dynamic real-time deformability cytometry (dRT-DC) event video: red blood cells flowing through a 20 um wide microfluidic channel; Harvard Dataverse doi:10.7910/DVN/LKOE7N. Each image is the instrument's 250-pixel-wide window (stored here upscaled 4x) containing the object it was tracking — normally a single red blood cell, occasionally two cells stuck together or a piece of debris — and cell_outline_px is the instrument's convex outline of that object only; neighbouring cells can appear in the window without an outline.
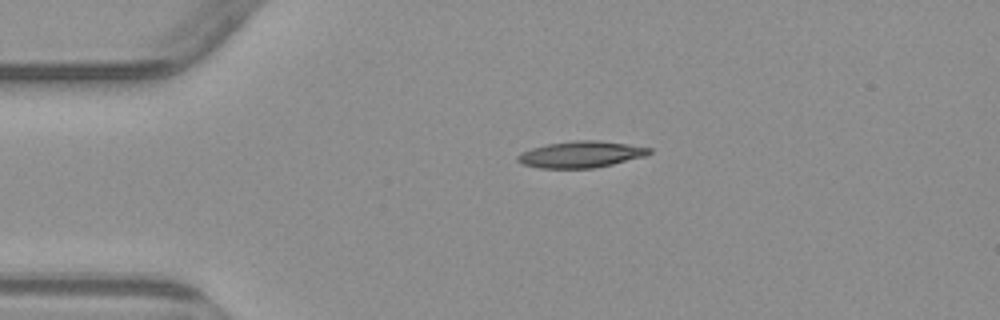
{"species": "common noctule bat (a hibernating species)", "species_latin": "Nyctalus noctula", "temperature_condition": "warm", "stored_images_in_passage": 3, "camera_frame_rate_fps": 3000, "um_per_image_px": 0.085, "animal": {"sex": "male", "body_mass_g": 23.1, "forearm_length_mm": 52.7}, "frame": {"image": 1, "passage_image": 1, "time_ms": 0.0, "image_size_px": [1000, 320], "cell_outline_px": [[652, 152], [644, 156], [612, 164], [592, 168], [540, 168], [524, 164], [516, 160], [516, 156], [532, 148], [548, 144], [576, 140], [596, 140], [628, 144], [652, 148]], "centroid_in_image_um": [49.39, 13.12], "position_along_channel_um": 35.6, "area_um2": 20.0}}
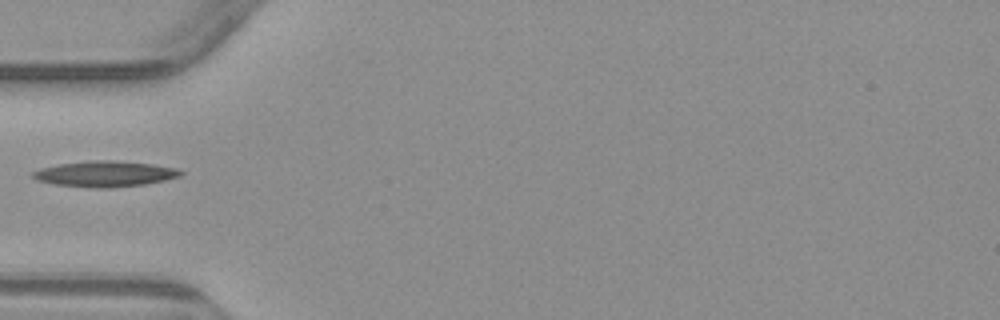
{"frame": {"image": 2, "passage_image": 2, "time_ms": 2.0, "image_size_px": [1000, 320], "cell_outline_px": [[184, 172], [180, 176], [164, 180], [144, 184], [108, 188], [96, 188], [56, 184], [36, 180], [32, 176], [32, 172], [40, 168], [60, 164], [88, 160], [112, 160], [152, 164], [176, 168]], "centroid_in_image_um": [8.91, 14.77], "position_along_channel_um": 76.1, "area_um2": 22.02}}
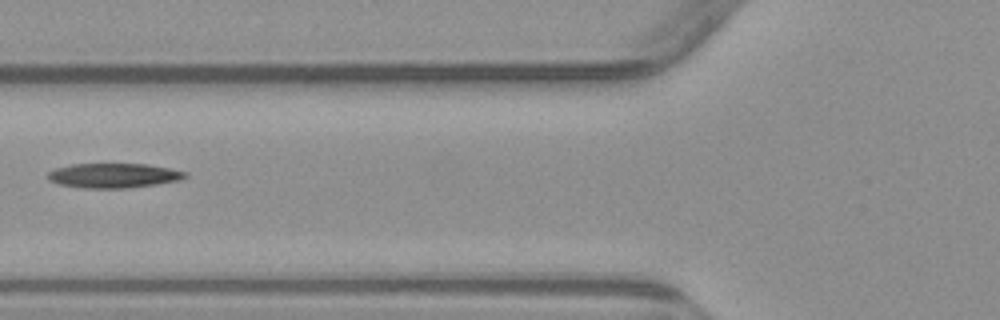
{"frame": {"image": 3, "passage_image": 3, "time_ms": 3.0, "image_size_px": [1000, 320], "cell_outline_px": [[188, 176], [180, 180], [156, 184], [128, 188], [84, 188], [60, 184], [48, 180], [48, 172], [56, 168], [72, 164], [148, 164], [188, 172]], "centroid_in_image_um": [9.68, 14.92], "position_along_channel_um": 116.1, "area_um2": 19.65}}